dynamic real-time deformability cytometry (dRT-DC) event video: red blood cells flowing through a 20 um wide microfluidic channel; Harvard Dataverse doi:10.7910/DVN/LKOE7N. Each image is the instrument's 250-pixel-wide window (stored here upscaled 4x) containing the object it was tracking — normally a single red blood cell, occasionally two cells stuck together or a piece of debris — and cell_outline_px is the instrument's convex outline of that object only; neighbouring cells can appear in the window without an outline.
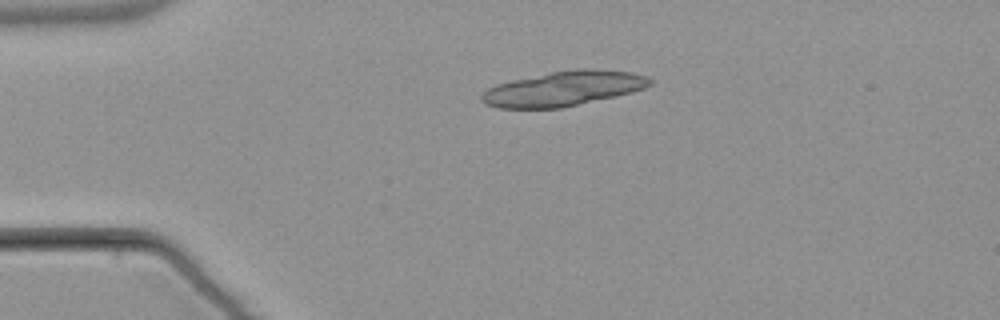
{"species": "common noctule bat (a hibernating species)", "species_latin": "Nyctalus noctula", "temperature_condition": "warm", "stored_images_in_passage": 2, "camera_frame_rate_fps": 3000, "um_per_image_px": 0.085, "animal": {"sex": "male", "body_mass_g": 21.5, "forearm_length_mm": 52.0}, "frame": {"image": 1, "passage_image": 1, "time_ms": 0.0, "image_size_px": [1000, 320], "cell_outline_px": [[652, 84], [644, 88], [632, 92], [616, 96], [560, 108], [496, 108], [484, 104], [480, 100], [480, 96], [488, 88], [496, 84], [512, 80], [552, 72], [576, 68], [592, 68], [632, 72], [644, 76], [652, 80]], "centroid_in_image_um": [47.87, 7.53], "position_along_channel_um": 37.1, "area_um2": 34.1}}